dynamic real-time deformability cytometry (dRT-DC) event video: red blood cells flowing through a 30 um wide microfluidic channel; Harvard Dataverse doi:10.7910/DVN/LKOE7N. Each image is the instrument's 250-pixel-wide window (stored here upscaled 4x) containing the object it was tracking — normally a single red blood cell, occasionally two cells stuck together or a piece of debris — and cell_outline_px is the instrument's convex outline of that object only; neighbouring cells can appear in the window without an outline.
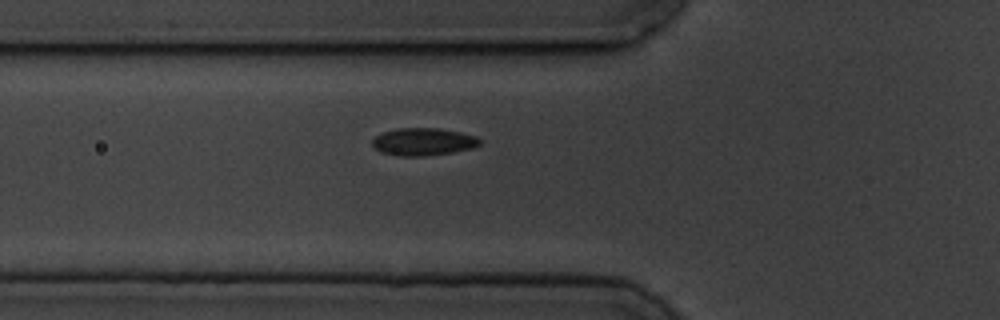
{"species": "common noctule bat (a hibernating species)", "species_latin": "Nyctalus noctula", "temperature_condition": "cold", "stored_images_in_passage": 6, "camera_frame_rate_fps": 3000, "um_per_image_px": 0.085, "animal": {"sex": "male", "body_mass_g": 19.5, "forearm_length_mm": 54.6}, "frame": {"image": 1, "passage_image": 6, "time_ms": 6.0, "image_size_px": [1000, 320], "cell_outline_px": [[480, 144], [472, 148], [452, 152], [424, 156], [400, 156], [380, 152], [372, 144], [372, 140], [376, 136], [384, 132], [400, 128], [440, 128], [460, 132], [476, 136], [480, 140]], "centroid_in_image_um": [35.98, 12.05], "position_along_channel_um": 89.8, "area_um2": 17.11}}